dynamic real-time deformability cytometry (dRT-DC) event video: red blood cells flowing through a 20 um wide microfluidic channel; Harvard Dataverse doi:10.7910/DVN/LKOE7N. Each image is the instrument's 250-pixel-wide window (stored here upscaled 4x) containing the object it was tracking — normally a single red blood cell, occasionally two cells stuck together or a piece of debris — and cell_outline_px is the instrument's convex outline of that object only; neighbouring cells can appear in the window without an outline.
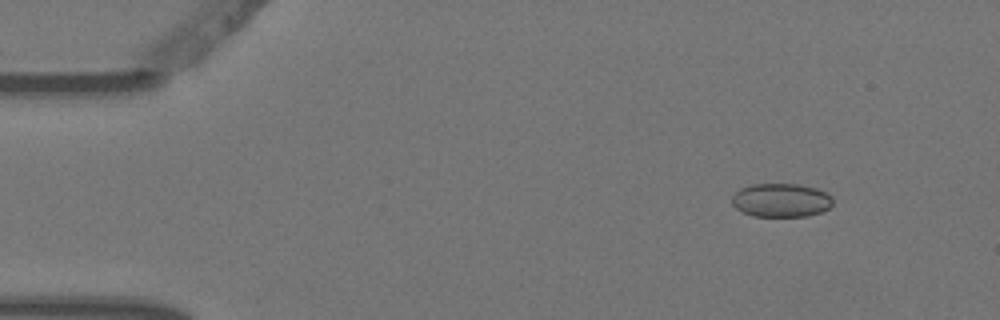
{"species": "Egyptian fruit bat (a non-hibernating species)", "species_latin": "Rousettus aegyptiacus", "temperature_condition": "warm", "stored_images_in_passage": 2, "camera_frame_rate_fps": 3000, "um_per_image_px": 0.085, "animal": {"sex": "female"}, "frame": {"image": 1, "passage_image": 2, "time_ms": 0.333, "image_size_px": [1000, 320], "cell_outline_px": [[832, 204], [824, 212], [808, 216], [752, 216], [736, 208], [732, 204], [732, 196], [740, 188], [752, 184], [800, 184], [816, 188], [832, 196]], "centroid_in_image_um": [66.4, 17.02], "position_along_channel_um": 18.6, "area_um2": 19.88}}